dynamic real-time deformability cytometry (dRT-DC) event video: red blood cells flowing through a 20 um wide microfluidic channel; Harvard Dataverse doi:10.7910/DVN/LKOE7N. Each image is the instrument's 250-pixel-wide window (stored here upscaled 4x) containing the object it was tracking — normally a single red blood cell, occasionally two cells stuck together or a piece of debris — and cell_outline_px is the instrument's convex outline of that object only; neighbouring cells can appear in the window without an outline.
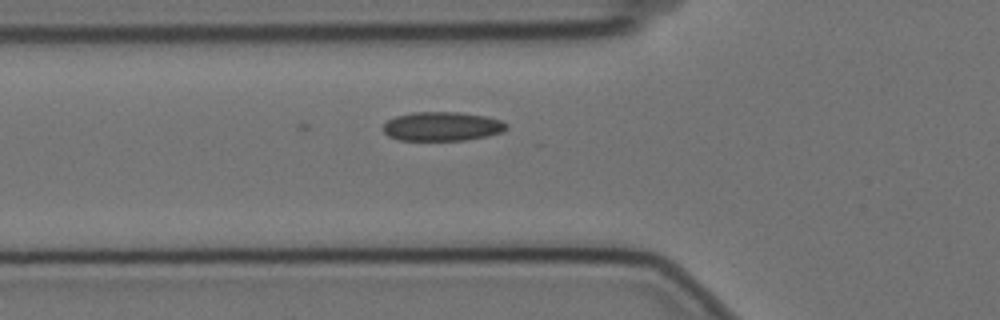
{"species": "Egyptian fruit bat (a non-hibernating species)", "species_latin": "Rousettus aegyptiacus", "temperature_condition": "cold", "stored_images_in_passage": 3, "camera_frame_rate_fps": 3000, "um_per_image_px": 0.085, "animal": {"sex": "female"}, "frame": {"image": 1, "passage_image": 3, "time_ms": 0.667, "image_size_px": [1000, 320], "cell_outline_px": [[508, 128], [504, 132], [488, 136], [464, 140], [400, 140], [388, 136], [384, 132], [384, 124], [388, 120], [396, 116], [412, 112], [460, 112], [484, 116], [500, 120], [508, 124]], "centroid_in_image_um": [37.61, 10.74], "position_along_channel_um": 88.2, "area_um2": 20.92}}